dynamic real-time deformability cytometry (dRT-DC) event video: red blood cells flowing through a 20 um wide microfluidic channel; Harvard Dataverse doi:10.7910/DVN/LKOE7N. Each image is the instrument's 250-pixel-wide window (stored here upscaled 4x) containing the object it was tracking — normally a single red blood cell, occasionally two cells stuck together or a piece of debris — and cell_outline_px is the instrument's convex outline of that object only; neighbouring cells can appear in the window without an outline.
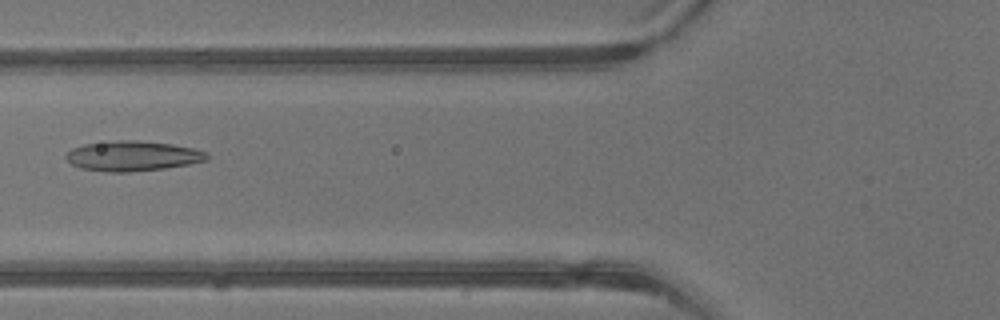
{"species": "common noctule bat (a hibernating species)", "species_latin": "Nyctalus noctula", "temperature_condition": "warm", "stored_images_in_passage": 41, "camera_frame_rate_fps": 3000, "um_per_image_px": 0.085, "animal": {"sex": "male", "body_mass_g": 13.3}, "frame": {"image": 1, "passage_image": 16, "time_ms": 5.0, "image_size_px": [1000, 320], "cell_outline_px": [[208, 160], [188, 164], [164, 168], [128, 172], [108, 172], [80, 168], [72, 164], [64, 156], [72, 148], [84, 144], [120, 140], [136, 140], [172, 144], [192, 148], [208, 152]], "centroid_in_image_um": [11.27, 13.25], "position_along_channel_um": 114.5, "area_um2": 24.57}}
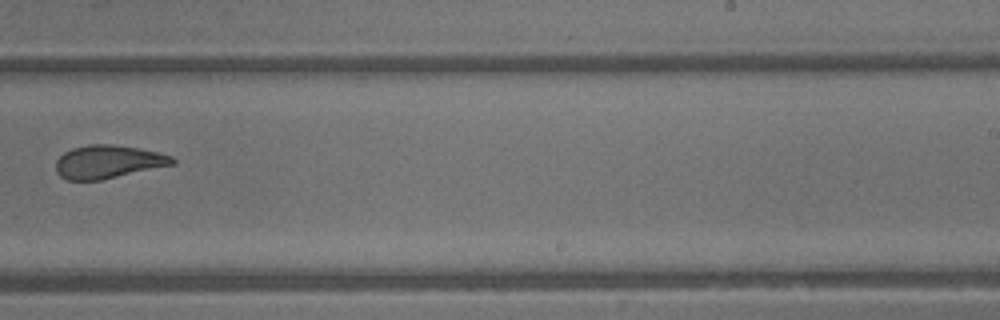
{"frame": {"image": 2, "passage_image": 26, "time_ms": 8.333, "image_size_px": [1000, 320], "cell_outline_px": [[176, 164], [100, 180], [68, 180], [60, 176], [56, 172], [56, 160], [64, 152], [72, 148], [88, 144], [112, 144], [160, 152], [172, 156], [176, 160]], "centroid_in_image_um": [9.19, 13.75], "position_along_channel_um": 279.8, "area_um2": 22.6}}
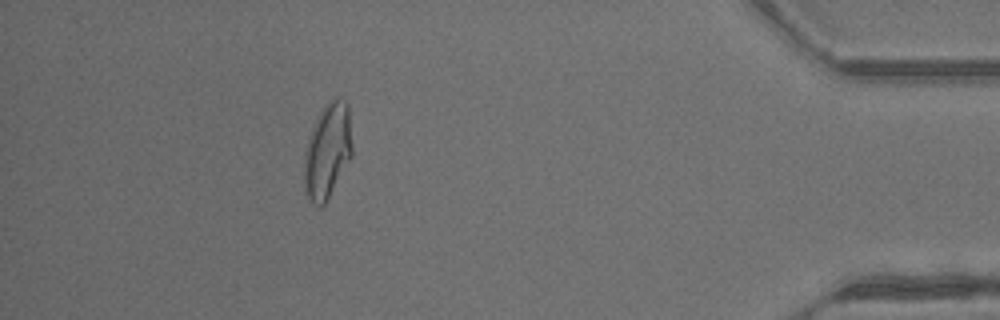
{"frame": {"image": 3, "passage_image": 37, "time_ms": 12.0, "image_size_px": [1000, 320], "cell_outline_px": [[352, 156], [324, 204], [320, 208], [312, 204], [308, 200], [304, 188], [304, 156], [308, 140], [316, 116], [324, 104], [328, 100], [336, 96], [344, 100], [348, 104], [352, 144]], "centroid_in_image_um": [27.82, 12.8], "position_along_channel_um": 407.4, "area_um2": 26.88}, "authors_computed_cell_mechanics": {"area_um2": 24.9696, "velocity_mm_per_s": 4.961, "shape_relaxation_time_tau1_ms": null, "shape_relaxation_time_tau2_ms": 1.881, "deformation_change_tau1": null, "deformation_change_tau2": 0.1026}}